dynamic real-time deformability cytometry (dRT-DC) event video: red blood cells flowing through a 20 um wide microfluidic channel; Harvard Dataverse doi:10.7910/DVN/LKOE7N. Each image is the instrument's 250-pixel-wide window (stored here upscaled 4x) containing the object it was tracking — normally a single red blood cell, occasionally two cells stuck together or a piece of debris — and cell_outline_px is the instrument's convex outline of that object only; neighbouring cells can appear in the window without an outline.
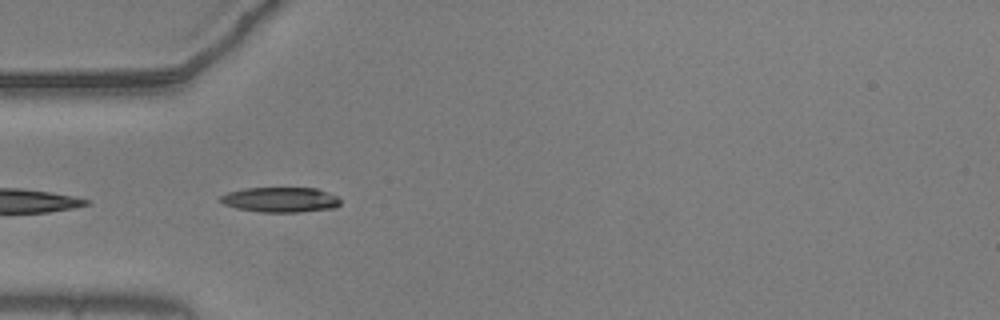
{"species": "common noctule bat (a hibernating species)", "species_latin": "Nyctalus noctula", "temperature_condition": "warm", "stored_images_in_passage": 11, "camera_frame_rate_fps": 3000, "um_per_image_px": 0.085, "animal": {"sex": "male", "body_mass_g": 20.5, "forearm_length_mm": 52.5}, "frame": {"image": 1, "passage_image": 1, "time_ms": 0.0, "image_size_px": [1000, 320], "cell_outline_px": [[340, 204], [336, 208], [300, 212], [260, 212], [236, 208], [224, 204], [220, 200], [220, 196], [228, 192], [244, 188], [316, 188], [336, 196], [340, 200]], "centroid_in_image_um": [23.84, 16.98], "position_along_channel_um": 61.2, "area_um2": 17.51}}